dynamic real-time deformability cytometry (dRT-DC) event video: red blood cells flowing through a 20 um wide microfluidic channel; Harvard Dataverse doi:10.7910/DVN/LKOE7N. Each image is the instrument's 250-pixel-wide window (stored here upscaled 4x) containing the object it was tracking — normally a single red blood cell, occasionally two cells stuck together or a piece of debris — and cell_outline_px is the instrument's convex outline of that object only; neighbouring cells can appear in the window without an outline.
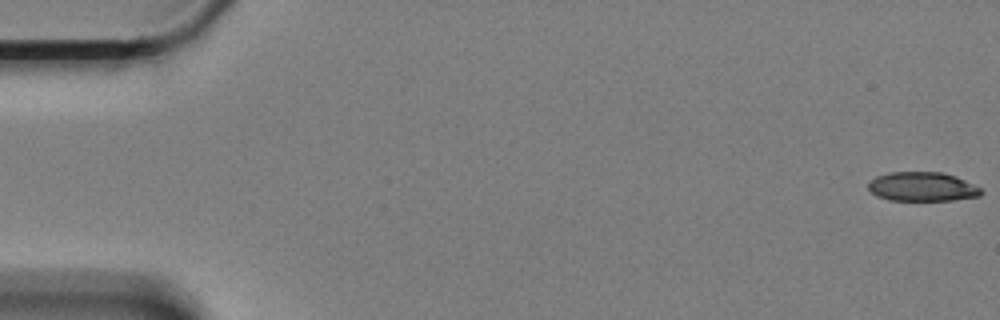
{"species": "Egyptian fruit bat (a non-hibernating species)", "species_latin": "Rousettus aegyptiacus", "temperature_condition": "cold", "stored_images_in_passage": 18, "camera_frame_rate_fps": 3000, "um_per_image_px": 0.085, "animal": {"sex": "female"}, "frame": {"image": 1, "passage_image": 1, "time_ms": 0.0, "image_size_px": [1000, 320], "cell_outline_px": [[984, 192], [980, 196], [952, 200], [888, 200], [876, 196], [868, 188], [868, 180], [876, 176], [888, 172], [944, 172], [956, 176], [984, 188]], "centroid_in_image_um": [78.42, 15.86], "position_along_channel_um": 6.6, "area_um2": 19.54}}
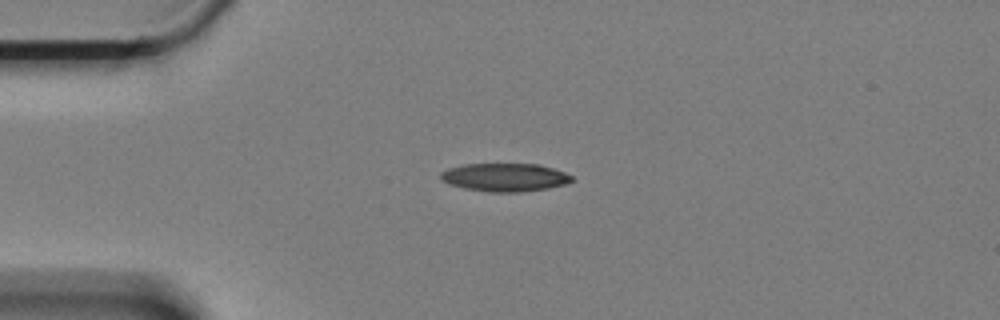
{"frame": {"image": 2, "passage_image": 15, "time_ms": 4.667, "image_size_px": [1000, 320], "cell_outline_px": [[572, 180], [564, 184], [548, 188], [520, 192], [488, 192], [464, 188], [448, 184], [440, 180], [440, 172], [448, 168], [464, 164], [540, 164], [564, 172], [572, 176]], "centroid_in_image_um": [42.86, 15.07], "position_along_channel_um": 42.1, "area_um2": 21.56}}